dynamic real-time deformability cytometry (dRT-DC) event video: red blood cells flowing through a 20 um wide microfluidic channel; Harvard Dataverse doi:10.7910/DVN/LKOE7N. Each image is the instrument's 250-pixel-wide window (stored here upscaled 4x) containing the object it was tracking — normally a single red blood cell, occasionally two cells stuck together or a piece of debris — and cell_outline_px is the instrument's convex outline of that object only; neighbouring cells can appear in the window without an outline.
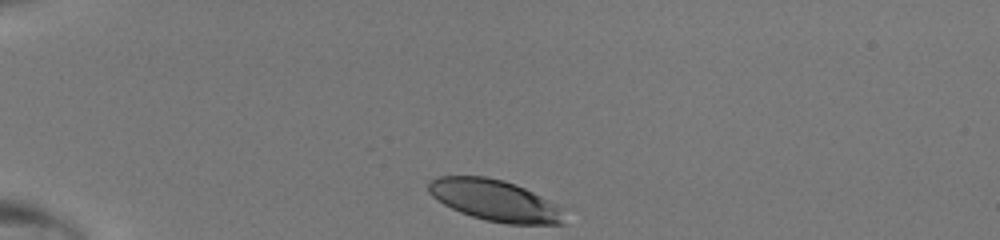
{"species": "human", "species_latin": "Homo sapiens", "temperature_condition": "room temperature", "stored_images_in_passage": 32, "camera_frame_rate_fps": 3000, "um_per_image_px": 0.085, "donor": {"sex": "male"}, "frame": {"image": 1, "passage_image": 1, "time_ms": 0.0, "image_size_px": [1000, 240], "cell_outline_px": [[568, 224], [508, 224], [484, 220], [460, 212], [444, 204], [432, 196], [428, 192], [428, 180], [436, 176], [484, 176], [504, 180], [516, 184], [568, 208]], "centroid_in_image_um": [42.19, 17.05], "position_along_channel_um": 42.8, "area_um2": 33.58}}
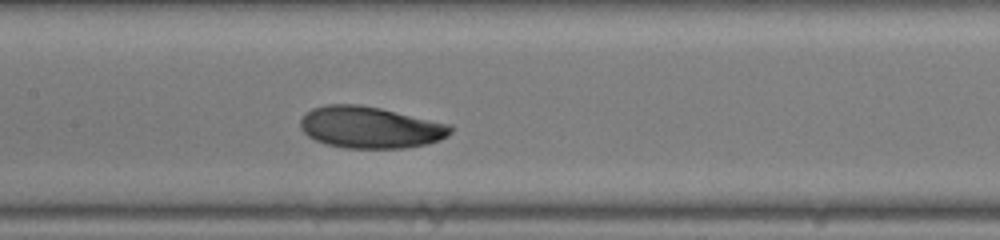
{"frame": {"image": 2, "passage_image": 14, "time_ms": 4.333, "image_size_px": [1000, 240], "cell_outline_px": [[452, 132], [448, 136], [440, 140], [428, 144], [404, 148], [344, 148], [324, 144], [308, 136], [300, 128], [300, 120], [312, 108], [328, 104], [360, 104], [380, 108], [452, 124]], "centroid_in_image_um": [31.49, 10.83], "position_along_channel_um": 175.9, "area_um2": 36.7}}
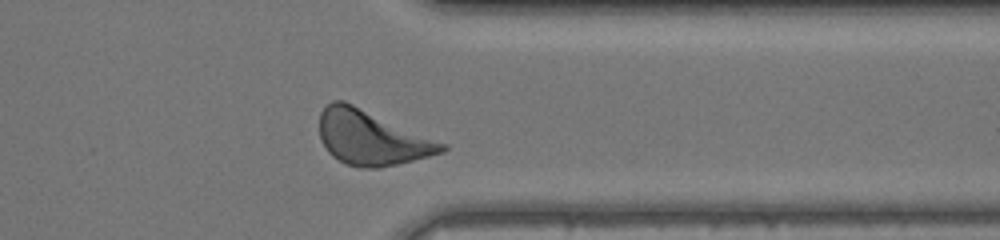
{"frame": {"image": 3, "passage_image": 28, "time_ms": 9.0, "image_size_px": [1000, 240], "cell_outline_px": [[448, 148], [444, 152], [380, 168], [360, 168], [348, 164], [332, 156], [328, 152], [320, 140], [320, 112], [332, 100], [344, 100], [448, 144]], "centroid_in_image_um": [31.58, 11.7], "position_along_channel_um": 379.8, "area_um2": 38.84}}